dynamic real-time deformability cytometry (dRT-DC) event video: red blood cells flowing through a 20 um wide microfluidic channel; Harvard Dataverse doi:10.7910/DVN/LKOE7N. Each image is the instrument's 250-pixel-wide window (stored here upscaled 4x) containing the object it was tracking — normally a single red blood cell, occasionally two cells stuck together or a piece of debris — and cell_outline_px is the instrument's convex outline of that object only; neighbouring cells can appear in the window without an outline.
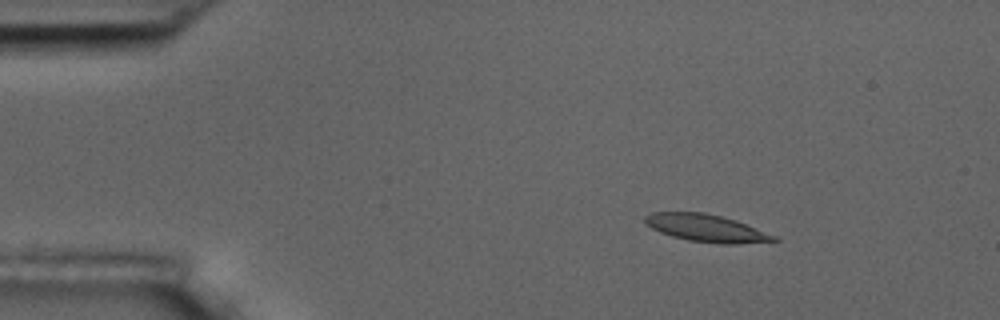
{"species": "common noctule bat (a hibernating species)", "species_latin": "Nyctalus noctula", "temperature_condition": "room temperature", "stored_images_in_passage": 9, "camera_frame_rate_fps": 3000, "um_per_image_px": 0.085, "animal": {"sex": "male", "body_mass_g": 17.5, "forearm_length_mm": 52.3}, "frame": {"image": 1, "passage_image": 3, "time_ms": 2.333, "image_size_px": [1000, 320], "cell_outline_px": [[780, 240], [736, 244], [720, 244], [688, 240], [672, 236], [660, 232], [644, 224], [644, 216], [652, 212], [704, 212], [736, 220], [776, 236]], "centroid_in_image_um": [60.0, 19.38], "position_along_channel_um": 25.0, "area_um2": 20.52}}
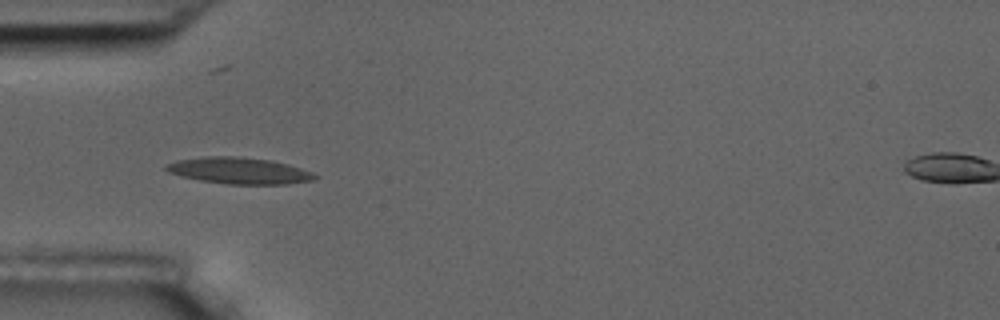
{"frame": {"image": 2, "passage_image": 5, "time_ms": 5.333, "image_size_px": [1000, 320], "cell_outline_px": [[320, 176], [316, 180], [288, 184], [228, 184], [200, 180], [180, 176], [168, 172], [164, 168], [168, 164], [176, 160], [204, 156], [240, 156], [268, 160], [288, 164], [312, 172]], "centroid_in_image_um": [20.35, 14.51], "position_along_channel_um": 64.7, "area_um2": 23.0}}
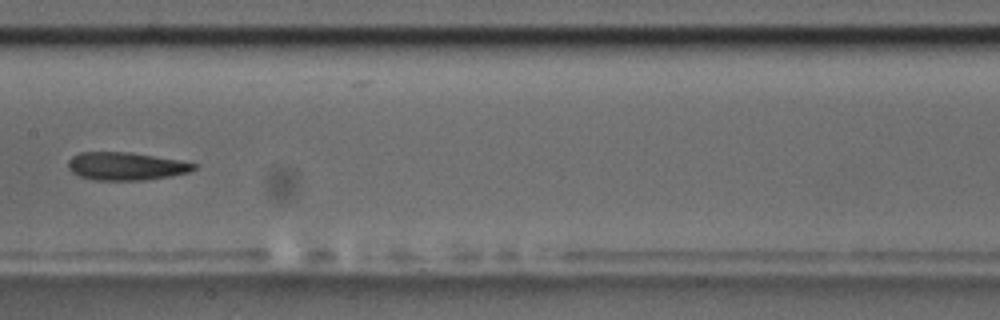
{"frame": {"image": 3, "passage_image": 8, "time_ms": 9.0, "image_size_px": [1000, 320], "cell_outline_px": [[196, 168], [188, 172], [172, 176], [144, 180], [92, 180], [80, 176], [72, 172], [68, 168], [68, 160], [72, 156], [80, 152], [132, 152], [180, 160], [196, 164]], "centroid_in_image_um": [10.69, 14.12], "position_along_channel_um": 196.7, "area_um2": 20.58}}